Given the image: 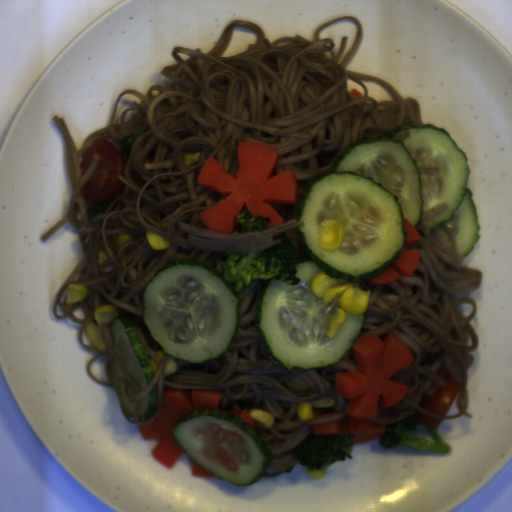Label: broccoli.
<instances>
[{
    "instance_id": "1706d50b",
    "label": "broccoli",
    "mask_w": 512,
    "mask_h": 512,
    "mask_svg": "<svg viewBox=\"0 0 512 512\" xmlns=\"http://www.w3.org/2000/svg\"><path fill=\"white\" fill-rule=\"evenodd\" d=\"M272 239H279L280 243L262 251L226 250L224 256L227 259L218 264L222 265L224 279L235 292L243 291L253 279H275L290 286L300 284L301 280L296 276L298 251L292 238L280 234Z\"/></svg>"
},
{
    "instance_id": "ccd96aad",
    "label": "broccoli",
    "mask_w": 512,
    "mask_h": 512,
    "mask_svg": "<svg viewBox=\"0 0 512 512\" xmlns=\"http://www.w3.org/2000/svg\"><path fill=\"white\" fill-rule=\"evenodd\" d=\"M353 433L336 434L330 437L315 436L312 431L291 453L297 460L286 470L289 474L300 464L308 471H325L336 462H345L346 458L352 460L353 447L351 443Z\"/></svg>"
},
{
    "instance_id": "226fcaf6",
    "label": "broccoli",
    "mask_w": 512,
    "mask_h": 512,
    "mask_svg": "<svg viewBox=\"0 0 512 512\" xmlns=\"http://www.w3.org/2000/svg\"><path fill=\"white\" fill-rule=\"evenodd\" d=\"M418 427L419 422L415 415H411L397 423L388 424L385 426V433L379 438V445L386 450L400 446L412 450L431 451L440 454L451 453V445L445 443L440 434L435 430L425 427V430L435 442L416 437L409 433L410 431L417 430Z\"/></svg>"
},
{
    "instance_id": "25dfc24e",
    "label": "broccoli",
    "mask_w": 512,
    "mask_h": 512,
    "mask_svg": "<svg viewBox=\"0 0 512 512\" xmlns=\"http://www.w3.org/2000/svg\"><path fill=\"white\" fill-rule=\"evenodd\" d=\"M237 221L241 225V230H234L233 234L254 233L267 229L271 218L262 217L261 215L252 216L250 212L244 208L241 214H238Z\"/></svg>"
},
{
    "instance_id": "340f0be4",
    "label": "broccoli",
    "mask_w": 512,
    "mask_h": 512,
    "mask_svg": "<svg viewBox=\"0 0 512 512\" xmlns=\"http://www.w3.org/2000/svg\"><path fill=\"white\" fill-rule=\"evenodd\" d=\"M144 132L145 131H143V130L135 131L134 133H132L131 135H129L126 138L123 139V141H122V144H123V147H124L123 155L127 159L130 156V151H131V147H132L133 143L137 139H139Z\"/></svg>"
},
{
    "instance_id": "ba922622",
    "label": "broccoli",
    "mask_w": 512,
    "mask_h": 512,
    "mask_svg": "<svg viewBox=\"0 0 512 512\" xmlns=\"http://www.w3.org/2000/svg\"><path fill=\"white\" fill-rule=\"evenodd\" d=\"M109 204H110L109 200L108 201H93L91 203L92 216L95 217L99 214H103L107 210Z\"/></svg>"
},
{
    "instance_id": "308810d0",
    "label": "broccoli",
    "mask_w": 512,
    "mask_h": 512,
    "mask_svg": "<svg viewBox=\"0 0 512 512\" xmlns=\"http://www.w3.org/2000/svg\"><path fill=\"white\" fill-rule=\"evenodd\" d=\"M270 205L276 210V212L282 218H284L285 216H287V212H288V209H289L291 204H278V203H271L270 202Z\"/></svg>"
}]
</instances>
